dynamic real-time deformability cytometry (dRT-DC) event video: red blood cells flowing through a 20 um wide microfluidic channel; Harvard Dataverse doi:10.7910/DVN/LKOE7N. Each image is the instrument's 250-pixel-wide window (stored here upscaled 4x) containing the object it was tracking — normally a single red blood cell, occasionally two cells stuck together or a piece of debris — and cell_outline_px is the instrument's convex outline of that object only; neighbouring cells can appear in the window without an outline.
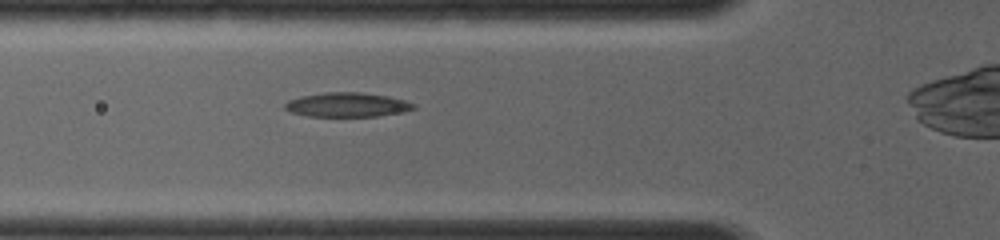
{"species": "common noctule bat (a hibernating species)", "species_latin": "Nyctalus noctula", "temperature_condition": "room temperature", "stored_images_in_passage": 4, "camera_frame_rate_fps": 4000, "um_per_image_px": 0.085, "animal": {"sex": "female", "body_mass_g": 19.0, "forearm_length_mm": 56.7}, "frame": {"image": 1, "passage_image": 4, "time_ms": 1.75, "image_size_px": [1000, 240], "cell_outline_px": [[416, 108], [404, 112], [376, 116], [308, 116], [292, 112], [284, 108], [284, 104], [288, 100], [300, 96], [324, 92], [360, 92], [388, 96], [404, 100], [416, 104]], "centroid_in_image_um": [29.52, 8.9], "position_along_channel_um": 96.3, "area_um2": 18.26}}